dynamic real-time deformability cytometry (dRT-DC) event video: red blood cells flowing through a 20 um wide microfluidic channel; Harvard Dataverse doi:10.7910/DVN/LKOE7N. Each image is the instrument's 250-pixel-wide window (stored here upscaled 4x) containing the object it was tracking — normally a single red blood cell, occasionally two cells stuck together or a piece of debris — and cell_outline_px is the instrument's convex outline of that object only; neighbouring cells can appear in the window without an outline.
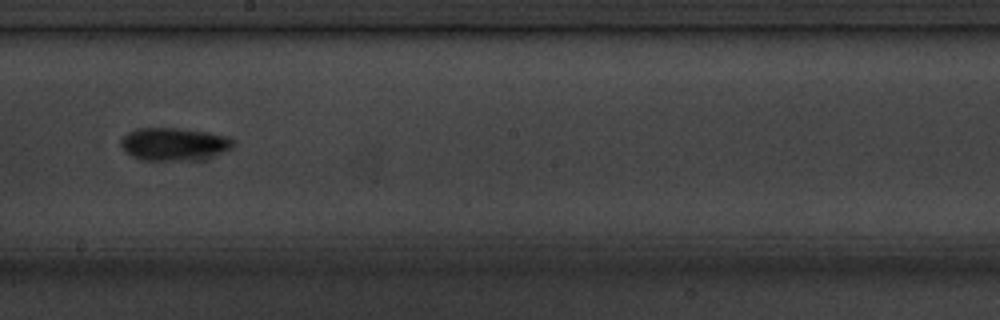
{"species": "common noctule bat (a hibernating species)", "species_latin": "Nyctalus noctula", "temperature_condition": "cold", "stored_images_in_passage": 15, "camera_frame_rate_fps": 3000, "um_per_image_px": 0.085, "animal": {"sex": "male", "body_mass_g": 20.1, "forearm_length_mm": 53.5}, "frame": {"image": 1, "passage_image": 9, "time_ms": 10.0, "image_size_px": [1000, 320], "cell_outline_px": [[236, 144], [228, 152], [208, 156], [180, 160], [140, 160], [132, 156], [120, 144], [120, 140], [128, 132], [136, 128], [180, 128], [208, 132], [228, 136], [236, 140]], "centroid_in_image_um": [14.83, 12.22], "position_along_channel_um": 233.4, "area_um2": 21.44}}
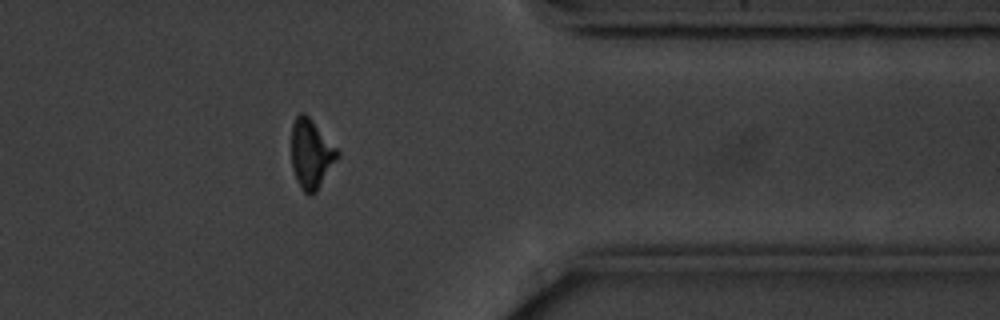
{"frame": {"image": 2, "passage_image": 13, "time_ms": 14.667, "image_size_px": [1000, 320], "cell_outline_px": [[340, 156], [316, 192], [312, 196], [308, 196], [300, 188], [296, 180], [292, 168], [292, 124], [296, 116], [300, 112], [304, 112], [312, 120], [340, 152]], "centroid_in_image_um": [26.45, 13.11], "position_along_channel_um": 385.0, "area_um2": 18.67}}
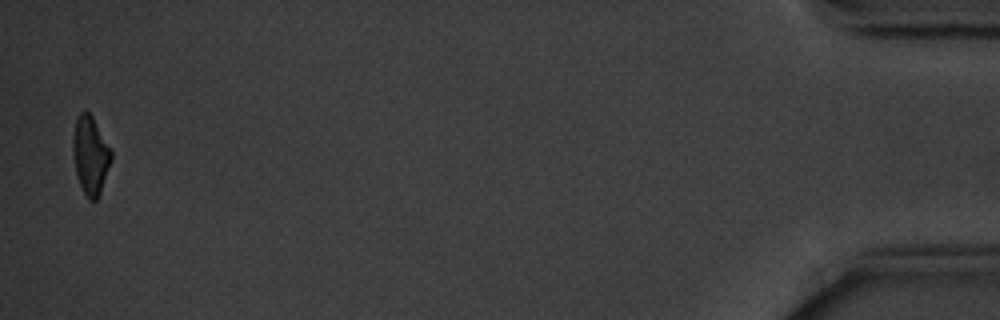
{"frame": {"image": 3, "passage_image": 15, "time_ms": 18.0, "image_size_px": [1000, 320], "cell_outline_px": [[112, 160], [100, 192], [96, 200], [88, 200], [76, 176], [72, 148], [72, 140], [76, 120], [80, 112], [84, 108], [92, 116], [112, 152]], "centroid_in_image_um": [7.67, 13.19], "position_along_channel_um": 427.5, "area_um2": 17.34}, "authors_computed_cell_mechanics": {"area_um2": 18.9006, "velocity_mm_per_s": 3.5495, "shape_relaxation_time_tau1_ms": 1.2961, "shape_relaxation_time_tau2_ms": null, "deformation_change_tau1": 0.1065, "deformation_change_tau2": null}}